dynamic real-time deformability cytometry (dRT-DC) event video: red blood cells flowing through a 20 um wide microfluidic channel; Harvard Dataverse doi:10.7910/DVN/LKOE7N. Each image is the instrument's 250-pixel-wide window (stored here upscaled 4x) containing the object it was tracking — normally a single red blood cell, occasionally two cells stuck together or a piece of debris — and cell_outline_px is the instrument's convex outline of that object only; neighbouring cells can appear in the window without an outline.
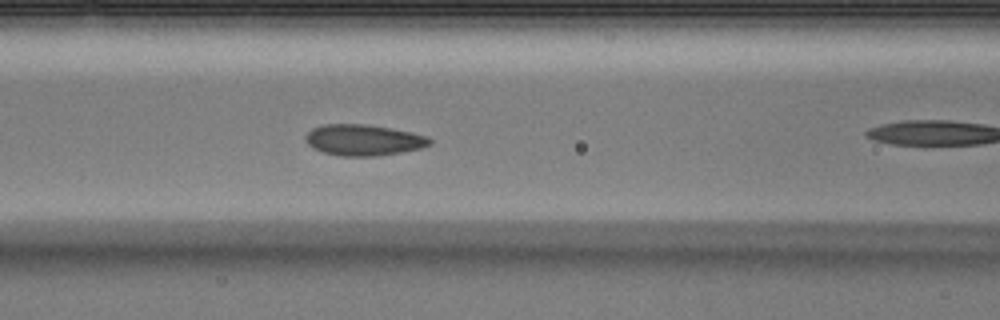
{"species": "Egyptian fruit bat (a non-hibernating species)", "species_latin": "Rousettus aegyptiacus", "temperature_condition": "warm", "stored_images_in_passage": 32, "camera_frame_rate_fps": 3000, "um_per_image_px": 0.085, "animal": {"sex": "male"}, "frame": {"image": 1, "passage_image": 10, "time_ms": 3.0, "image_size_px": [1000, 320], "cell_outline_px": [[432, 144], [420, 148], [400, 152], [376, 156], [340, 156], [324, 152], [312, 148], [308, 144], [304, 136], [312, 128], [320, 124], [364, 124], [392, 128], [412, 132], [428, 136], [432, 140]], "centroid_in_image_um": [30.89, 11.89], "position_along_channel_um": 135.7, "area_um2": 22.6}}
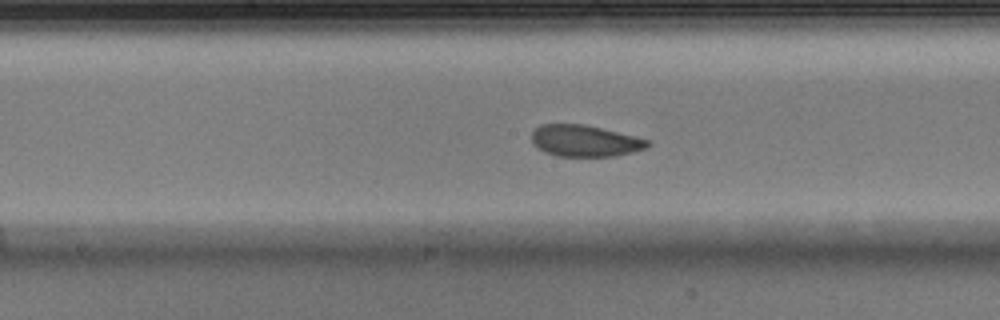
{"frame": {"image": 2, "passage_image": 14, "time_ms": 4.333, "image_size_px": [1000, 320], "cell_outline_px": [[652, 144], [648, 148], [616, 156], [560, 156], [544, 152], [532, 144], [532, 132], [540, 124], [584, 124], [636, 136], [652, 140]], "centroid_in_image_um": [49.76, 11.97], "position_along_channel_um": 198.4, "area_um2": 21.5}}